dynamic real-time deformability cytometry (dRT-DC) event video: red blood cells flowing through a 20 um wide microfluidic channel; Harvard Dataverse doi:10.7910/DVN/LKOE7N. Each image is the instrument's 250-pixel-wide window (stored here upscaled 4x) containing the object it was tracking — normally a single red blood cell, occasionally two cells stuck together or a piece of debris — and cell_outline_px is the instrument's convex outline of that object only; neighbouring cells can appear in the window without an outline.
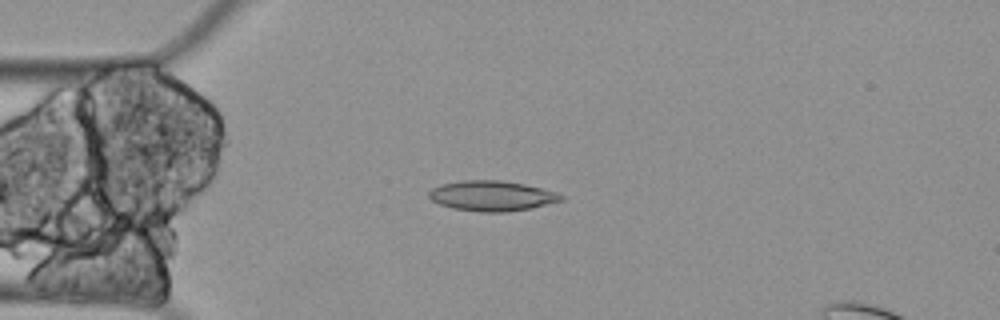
{"species": "Egyptian fruit bat (a non-hibernating species)", "species_latin": "Rousettus aegyptiacus", "temperature_condition": "cold", "stored_images_in_passage": 59, "camera_frame_rate_fps": 3000, "um_per_image_px": 0.085, "animal": {"sex": "female"}, "frame": {"image": 1, "passage_image": 15, "time_ms": 4.667, "image_size_px": [1000, 320], "cell_outline_px": [[564, 200], [532, 208], [508, 212], [480, 212], [452, 208], [440, 204], [432, 200], [428, 196], [428, 192], [432, 188], [440, 184], [460, 180], [500, 180], [524, 184], [556, 192], [564, 196]], "centroid_in_image_um": [41.8, 16.65], "position_along_channel_um": 43.2, "area_um2": 23.41}}
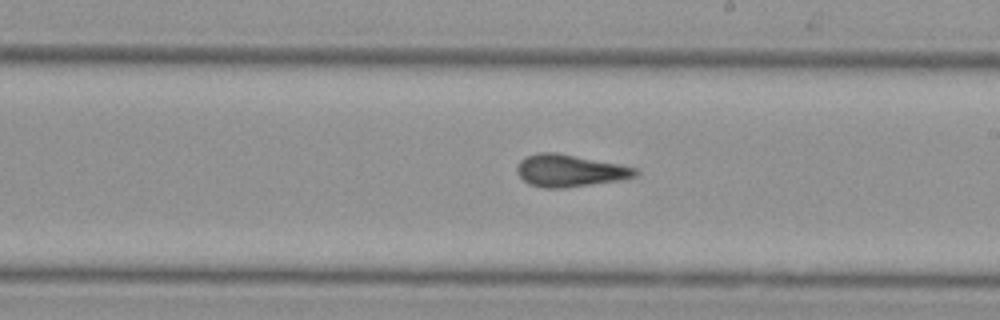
{"frame": {"image": 2, "passage_image": 34, "time_ms": 11.0, "image_size_px": [1000, 320], "cell_outline_px": [[640, 172], [636, 176], [620, 180], [564, 188], [544, 188], [528, 184], [516, 172], [516, 168], [520, 160], [528, 156], [540, 152], [556, 152], [620, 164], [636, 168]], "centroid_in_image_um": [48.43, 14.51], "position_along_channel_um": 240.6, "area_um2": 22.2}}
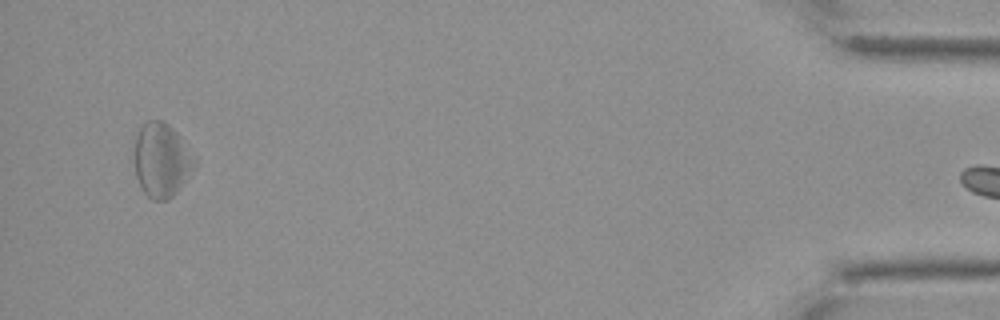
{"frame": {"image": 3, "passage_image": 58, "time_ms": 19.0, "image_size_px": [1000, 320], "cell_outline_px": [[196, 164], [180, 188], [168, 200], [152, 200], [144, 192], [136, 176], [136, 132], [148, 120], [164, 120], [176, 132], [196, 160]], "centroid_in_image_um": [13.73, 13.61], "position_along_channel_um": 421.5, "area_um2": 25.43}}